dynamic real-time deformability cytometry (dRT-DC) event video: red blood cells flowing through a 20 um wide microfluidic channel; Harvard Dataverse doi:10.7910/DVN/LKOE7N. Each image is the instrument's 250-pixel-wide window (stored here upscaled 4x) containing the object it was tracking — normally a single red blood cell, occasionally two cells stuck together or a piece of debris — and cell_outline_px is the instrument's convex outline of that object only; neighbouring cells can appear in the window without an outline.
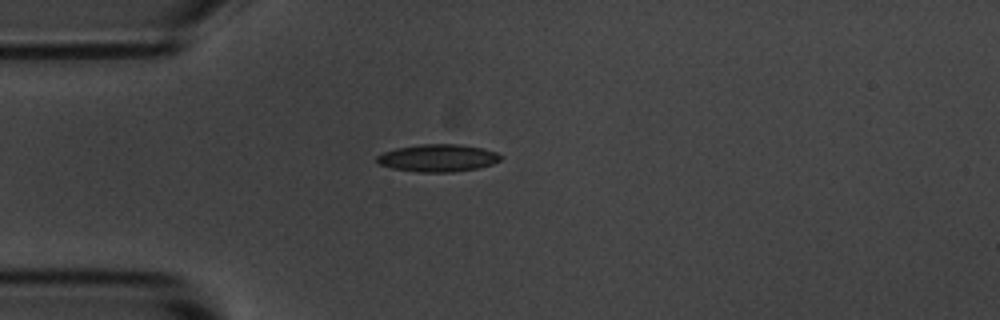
{"species": "common noctule bat (a hibernating species)", "species_latin": "Nyctalus noctula", "temperature_condition": "room temperature", "stored_images_in_passage": 1, "camera_frame_rate_fps": 3000, "um_per_image_px": 0.085, "animal": {"sex": "male", "body_mass_g": 20.1, "forearm_length_mm": 53.5}, "frame": {"image": 1, "passage_image": 1, "time_ms": 0.0, "image_size_px": [1000, 320], "cell_outline_px": [[504, 156], [500, 160], [492, 164], [476, 168], [452, 172], [420, 172], [392, 168], [380, 164], [376, 160], [376, 156], [384, 152], [396, 148], [420, 144], [460, 144], [480, 148], [496, 152]], "centroid_in_image_um": [37.22, 13.42], "position_along_channel_um": 47.8, "area_um2": 19.65}}